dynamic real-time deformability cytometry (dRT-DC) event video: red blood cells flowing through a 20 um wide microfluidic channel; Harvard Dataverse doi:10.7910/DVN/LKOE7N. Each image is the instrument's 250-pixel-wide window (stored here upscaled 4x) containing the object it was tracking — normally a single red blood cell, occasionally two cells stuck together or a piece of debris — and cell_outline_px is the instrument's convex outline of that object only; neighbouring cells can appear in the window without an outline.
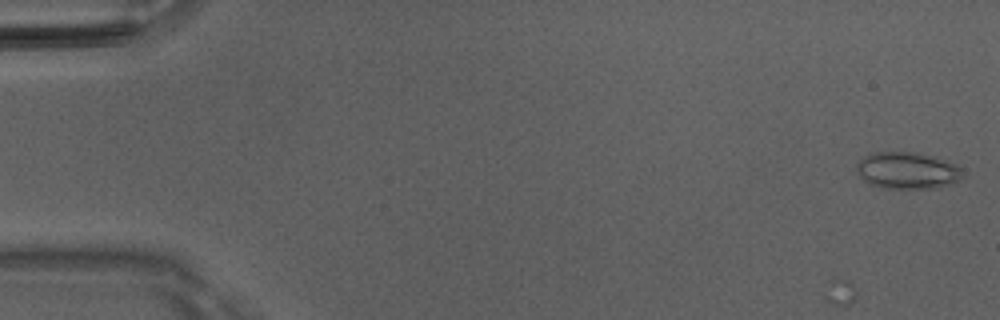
{"species": "Egyptian fruit bat (a non-hibernating species)", "species_latin": "Rousettus aegyptiacus", "temperature_condition": "room temperature", "stored_images_in_passage": 4, "camera_frame_rate_fps": 3000, "um_per_image_px": 0.085, "animal": {"sex": "male"}, "frame": {"image": 1, "passage_image": 1, "time_ms": 0.0, "image_size_px": [1000, 320], "cell_outline_px": [[960, 180], [952, 184], [932, 188], [888, 188], [868, 184], [856, 172], [856, 164], [864, 156], [872, 152], [916, 152], [932, 156], [956, 164], [960, 168]], "centroid_in_image_um": [77.08, 14.49], "position_along_channel_um": 7.9, "area_um2": 22.66}}